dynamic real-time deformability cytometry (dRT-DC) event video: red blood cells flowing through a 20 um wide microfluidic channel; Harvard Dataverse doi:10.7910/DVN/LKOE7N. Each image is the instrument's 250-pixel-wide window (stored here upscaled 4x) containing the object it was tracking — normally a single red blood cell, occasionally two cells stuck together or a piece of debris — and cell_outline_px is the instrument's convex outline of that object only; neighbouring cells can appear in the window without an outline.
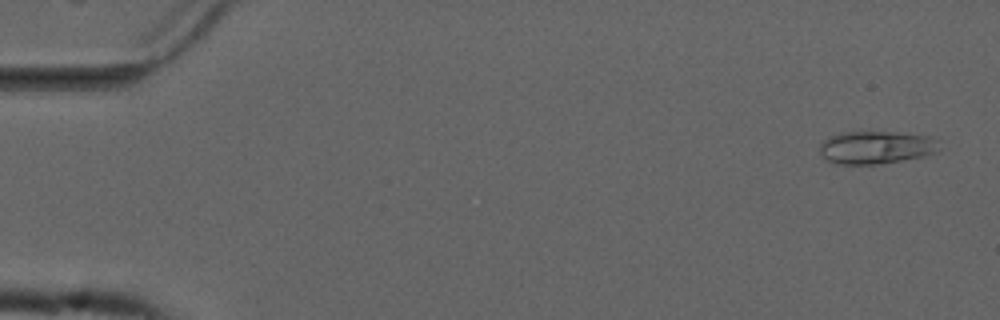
{"species": "common noctule bat (a hibernating species)", "species_latin": "Nyctalus noctula", "temperature_condition": "cold", "stored_images_in_passage": 54, "camera_frame_rate_fps": 3000, "um_per_image_px": 0.085, "animal": {"sex": "male", "forearm_length_mm": 52.5}, "frame": {"image": 1, "passage_image": 2, "time_ms": 0.333, "image_size_px": [1000, 320], "cell_outline_px": [[936, 152], [920, 156], [900, 160], [876, 164], [836, 164], [820, 156], [820, 144], [824, 140], [840, 132], [868, 128], [928, 136], [936, 140]], "centroid_in_image_um": [74.36, 12.47], "position_along_channel_um": 10.6, "area_um2": 23.29}}
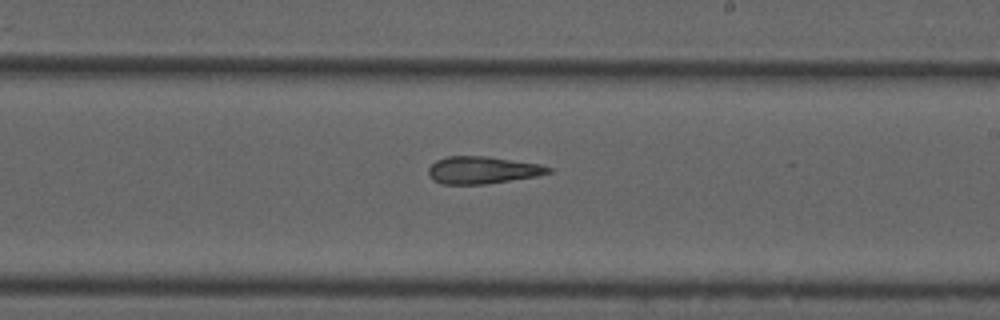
{"frame": {"image": 2, "passage_image": 32, "time_ms": 10.333, "image_size_px": [1000, 320], "cell_outline_px": [[552, 172], [536, 176], [488, 184], [440, 184], [432, 180], [428, 176], [428, 168], [436, 160], [448, 156], [488, 156], [540, 164], [552, 168]], "centroid_in_image_um": [40.99, 14.46], "position_along_channel_um": 248.0, "area_um2": 19.25}}
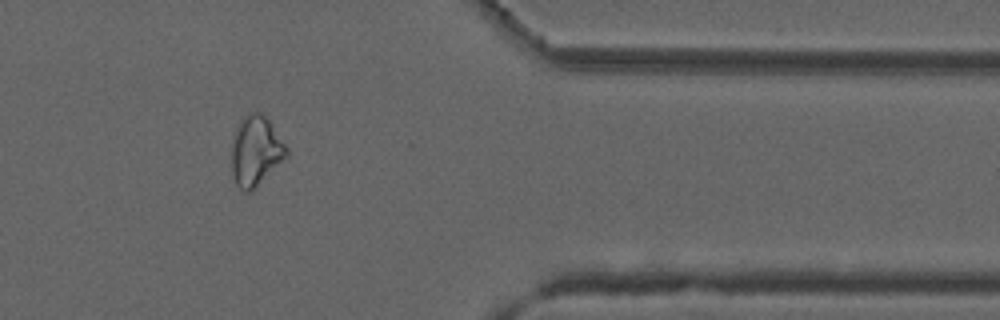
{"frame": {"image": 3, "passage_image": 45, "time_ms": 14.667, "image_size_px": [1000, 320], "cell_outline_px": [[288, 156], [248, 192], [244, 192], [236, 184], [232, 172], [232, 144], [240, 120], [244, 116], [252, 112], [260, 112], [268, 120], [288, 148]], "centroid_in_image_um": [21.74, 12.81], "position_along_channel_um": 389.7, "area_um2": 21.68}}